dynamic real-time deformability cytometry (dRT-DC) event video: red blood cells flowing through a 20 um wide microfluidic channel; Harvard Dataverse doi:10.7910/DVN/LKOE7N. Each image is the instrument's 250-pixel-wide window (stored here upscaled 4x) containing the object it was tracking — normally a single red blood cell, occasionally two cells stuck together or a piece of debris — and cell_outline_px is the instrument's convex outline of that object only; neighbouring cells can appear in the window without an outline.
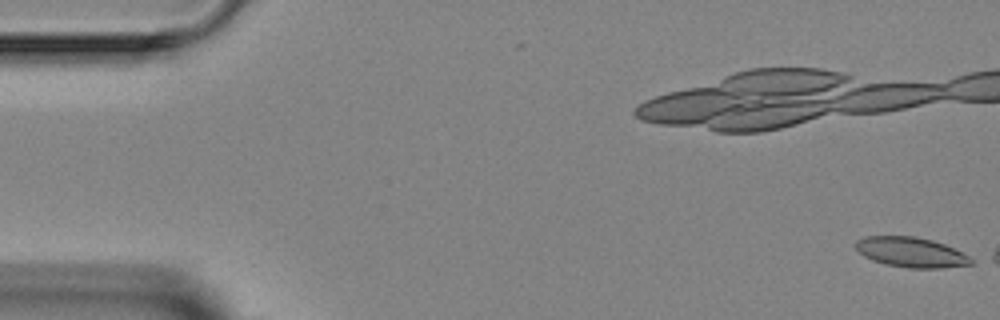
{"species": "Egyptian fruit bat (a non-hibernating species)", "species_latin": "Rousettus aegyptiacus", "temperature_condition": "room temperature", "stored_images_in_passage": 4, "camera_frame_rate_fps": 3000, "um_per_image_px": 0.085, "animal": {"sex": "female"}, "frame": {"image": 1, "passage_image": 1, "time_ms": 0.0, "image_size_px": [1000, 320], "cell_outline_px": [[976, 260], [972, 264], [944, 268], [908, 268], [884, 264], [872, 260], [864, 256], [856, 248], [856, 240], [864, 236], [912, 236], [932, 240], [944, 244]], "centroid_in_image_um": [77.43, 21.45], "position_along_channel_um": 7.6, "area_um2": 20.17}}